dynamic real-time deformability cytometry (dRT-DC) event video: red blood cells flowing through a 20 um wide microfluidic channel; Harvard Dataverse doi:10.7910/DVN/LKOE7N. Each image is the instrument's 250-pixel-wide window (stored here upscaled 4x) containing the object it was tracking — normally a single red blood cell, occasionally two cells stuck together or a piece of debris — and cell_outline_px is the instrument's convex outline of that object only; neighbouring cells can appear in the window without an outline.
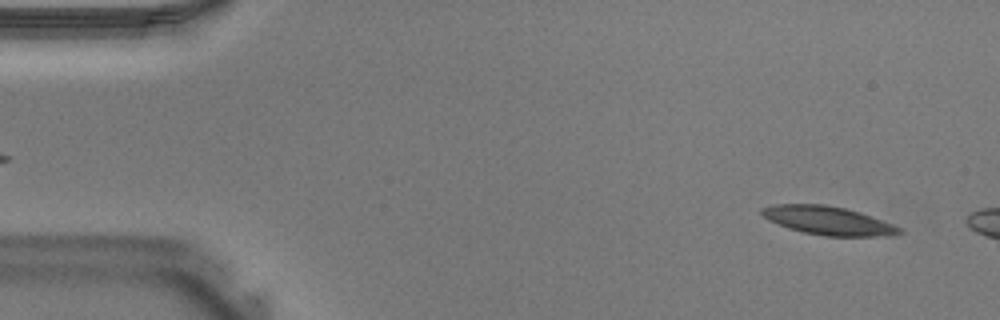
{"species": "Egyptian fruit bat (a non-hibernating species)", "species_latin": "Rousettus aegyptiacus", "temperature_condition": "warm", "stored_images_in_passage": 6, "camera_frame_rate_fps": 3000, "um_per_image_px": 0.085, "animal": {"sex": "male"}, "frame": {"image": 1, "passage_image": 2, "time_ms": 0.333, "image_size_px": [1000, 320], "cell_outline_px": [[904, 232], [876, 236], [824, 236], [804, 232], [788, 228], [768, 220], [760, 212], [760, 208], [772, 204], [824, 204], [844, 208], [860, 212], [872, 216], [892, 224], [900, 228]], "centroid_in_image_um": [70.33, 18.73], "position_along_channel_um": 14.7, "area_um2": 22.66}}